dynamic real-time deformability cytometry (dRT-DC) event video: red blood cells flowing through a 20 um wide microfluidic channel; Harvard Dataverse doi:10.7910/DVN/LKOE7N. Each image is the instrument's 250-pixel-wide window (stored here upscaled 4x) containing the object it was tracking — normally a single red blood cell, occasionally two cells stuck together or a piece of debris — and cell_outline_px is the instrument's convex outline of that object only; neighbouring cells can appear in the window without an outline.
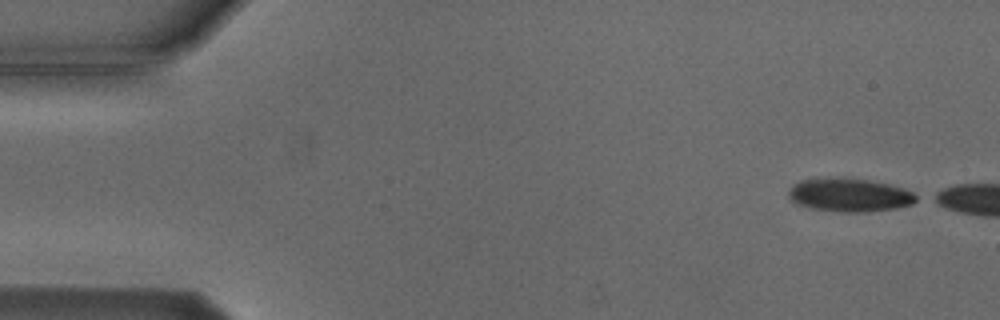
{"species": "Egyptian fruit bat (a non-hibernating species)", "species_latin": "Rousettus aegyptiacus", "temperature_condition": "cold", "stored_images_in_passage": 5, "camera_frame_rate_fps": 3000, "um_per_image_px": 0.085, "animal": {"sex": "male"}, "frame": {"image": 1, "passage_image": 1, "time_ms": 0.0, "image_size_px": [1000, 320], "cell_outline_px": [[920, 200], [912, 204], [896, 208], [868, 212], [844, 212], [812, 208], [800, 204], [792, 200], [788, 196], [788, 192], [800, 180], [840, 176], [844, 176], [868, 180], [888, 184], [904, 188], [920, 196]], "centroid_in_image_um": [72.28, 16.56], "position_along_channel_um": 12.7, "area_um2": 25.03}}
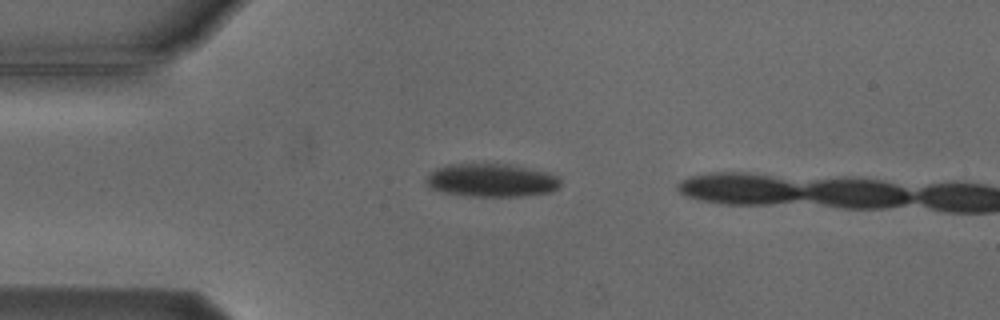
{"frame": {"image": 2, "passage_image": 4, "time_ms": 3.333, "image_size_px": [1000, 320], "cell_outline_px": [[560, 188], [552, 192], [520, 196], [468, 196], [444, 192], [432, 188], [424, 184], [424, 180], [436, 168], [448, 164], [508, 164], [544, 172], [560, 176]], "centroid_in_image_um": [41.78, 15.33], "position_along_channel_um": 43.2, "area_um2": 25.95}}